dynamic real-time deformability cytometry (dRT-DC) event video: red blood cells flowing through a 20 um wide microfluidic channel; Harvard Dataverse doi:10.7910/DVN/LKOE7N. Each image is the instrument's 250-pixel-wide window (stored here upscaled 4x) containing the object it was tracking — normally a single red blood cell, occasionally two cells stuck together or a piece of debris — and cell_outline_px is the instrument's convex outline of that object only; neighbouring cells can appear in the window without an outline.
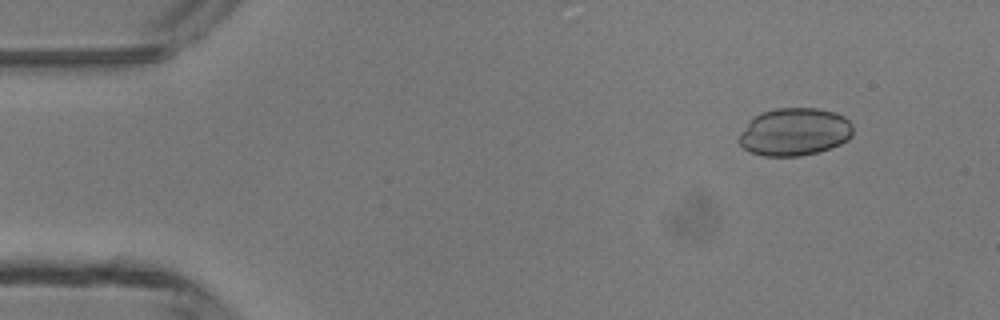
{"species": "common noctule bat (a hibernating species)", "species_latin": "Nyctalus noctula", "temperature_condition": "room temperature", "stored_images_in_passage": 5, "segment_of_instrument_passage": [2, 2], "camera_frame_rate_fps": 3000, "um_per_image_px": 0.085, "animal": {"sex": "male", "body_mass_g": 13.3}, "frame": {"image": 1, "passage_image": 5, "time_ms": 4.667, "image_size_px": [1000, 320], "cell_outline_px": [[852, 136], [848, 140], [840, 144], [820, 152], [800, 156], [764, 156], [752, 152], [744, 148], [736, 140], [740, 132], [752, 116], [760, 112], [776, 108], [816, 108], [836, 112], [844, 116], [852, 124]], "centroid_in_image_um": [67.52, 11.2], "position_along_channel_um": 17.5, "area_um2": 32.14}}